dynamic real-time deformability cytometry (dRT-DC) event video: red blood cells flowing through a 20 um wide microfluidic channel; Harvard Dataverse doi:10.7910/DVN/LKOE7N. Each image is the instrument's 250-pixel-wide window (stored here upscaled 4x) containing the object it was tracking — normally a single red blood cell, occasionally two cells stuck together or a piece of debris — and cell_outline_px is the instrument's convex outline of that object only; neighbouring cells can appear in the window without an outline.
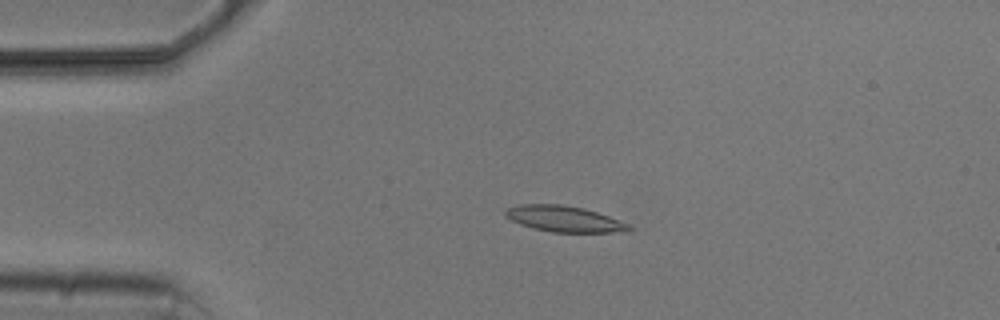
{"species": "common noctule bat (a hibernating species)", "species_latin": "Nyctalus noctula", "temperature_condition": "cold", "stored_images_in_passage": 5, "camera_frame_rate_fps": 3000, "um_per_image_px": 0.085, "animal": {"sex": "male", "body_mass_g": 20.5, "forearm_length_mm": 52.5}, "frame": {"image": 1, "passage_image": 3, "time_ms": 3.333, "image_size_px": [1000, 320], "cell_outline_px": [[632, 228], [612, 232], [552, 232], [532, 228], [520, 224], [504, 216], [504, 212], [508, 208], [520, 204], [560, 204], [584, 208], [608, 216], [628, 224]], "centroid_in_image_um": [47.87, 18.59], "position_along_channel_um": 37.1, "area_um2": 18.38}}